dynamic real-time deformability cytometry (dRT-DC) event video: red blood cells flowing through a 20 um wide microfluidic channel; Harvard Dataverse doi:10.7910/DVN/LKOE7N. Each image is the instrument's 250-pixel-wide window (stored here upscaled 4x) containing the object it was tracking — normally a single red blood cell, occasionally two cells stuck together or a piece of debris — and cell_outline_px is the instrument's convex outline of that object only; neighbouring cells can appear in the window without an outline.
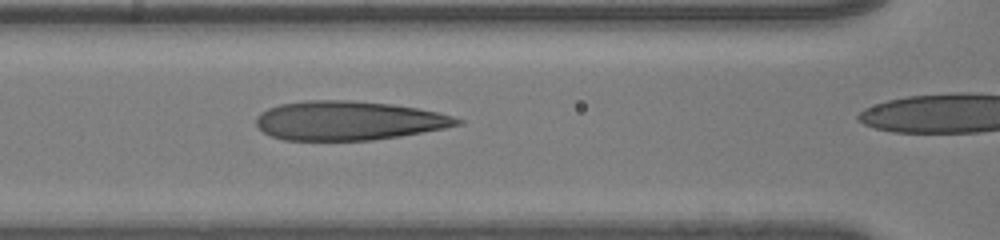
{"species": "human", "species_latin": "Homo sapiens", "temperature_condition": "room temperature", "stored_images_in_passage": 23, "camera_frame_rate_fps": 3000, "um_per_image_px": 0.085, "donor": {"sex": "male"}, "frame": {"image": 1, "passage_image": 4, "time_ms": 1.0, "image_size_px": [1000, 240], "cell_outline_px": [[464, 124], [444, 128], [400, 136], [372, 140], [284, 140], [272, 136], [264, 132], [256, 124], [256, 116], [260, 112], [268, 108], [280, 104], [304, 100], [348, 100], [392, 104], [416, 108], [436, 112], [452, 116], [464, 120]], "centroid_in_image_um": [29.61, 10.25], "position_along_channel_um": 137.0, "area_um2": 45.78}}
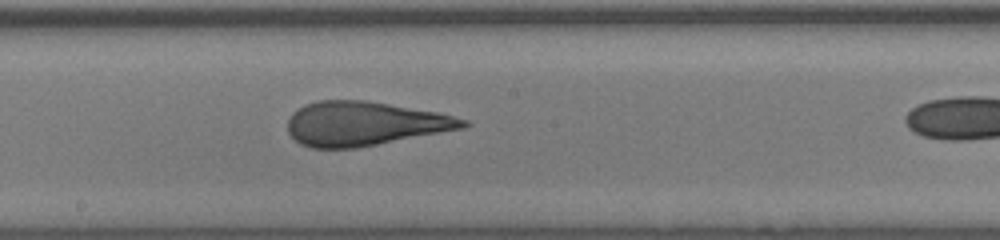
{"frame": {"image": 2, "passage_image": 10, "time_ms": 3.0, "image_size_px": [1000, 240], "cell_outline_px": [[472, 124], [464, 128], [356, 148], [312, 148], [300, 144], [288, 132], [288, 116], [292, 112], [304, 104], [316, 100], [364, 100], [436, 112], [468, 120]], "centroid_in_image_um": [30.94, 10.51], "position_along_channel_um": 217.3, "area_um2": 44.97}}
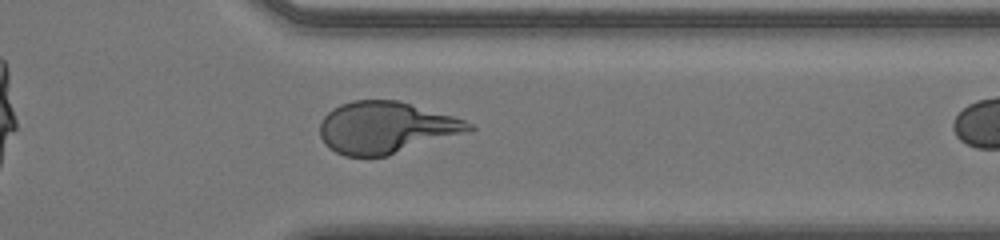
{"frame": {"image": 3, "passage_image": 22, "time_ms": 7.0, "image_size_px": [1000, 240], "cell_outline_px": [[476, 128], [472, 132], [388, 156], [344, 156], [328, 148], [324, 144], [320, 136], [320, 124], [324, 116], [332, 108], [340, 104], [352, 100], [396, 100], [452, 116], [464, 120], [472, 124]], "centroid_in_image_um": [32.82, 10.86], "position_along_channel_um": 378.6, "area_um2": 45.26}}